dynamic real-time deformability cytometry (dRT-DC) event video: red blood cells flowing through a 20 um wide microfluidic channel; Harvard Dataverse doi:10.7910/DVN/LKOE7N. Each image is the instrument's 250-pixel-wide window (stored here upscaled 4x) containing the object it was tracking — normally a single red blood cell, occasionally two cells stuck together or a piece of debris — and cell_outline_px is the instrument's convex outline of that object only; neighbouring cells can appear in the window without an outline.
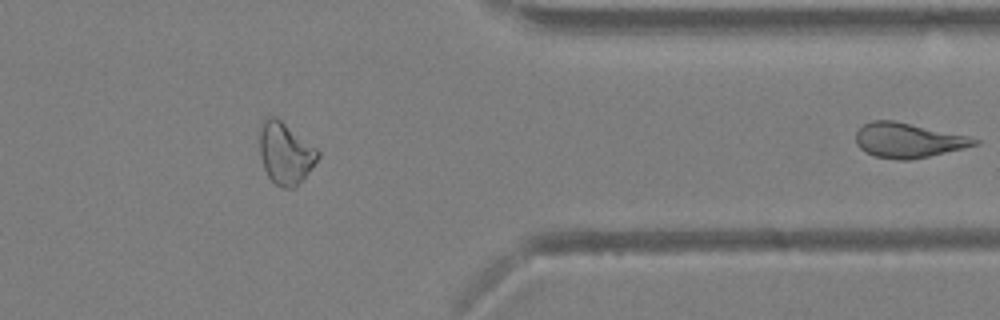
{"species": "Egyptian fruit bat (a non-hibernating species)", "species_latin": "Rousettus aegyptiacus", "temperature_condition": "warm", "stored_images_in_passage": 25, "segment_of_instrument_passage": [2, 2], "camera_frame_rate_fps": 3000, "um_per_image_px": 0.085, "animal": {"sex": "female"}, "frame": {"image": 1, "passage_image": 25, "time_ms": 8.0, "image_size_px": [1000, 320], "cell_outline_px": [[980, 140], [976, 144], [964, 148], [928, 156], [908, 160], [896, 160], [876, 156], [864, 152], [856, 144], [856, 132], [864, 124], [872, 120], [892, 120], [968, 136]], "centroid_in_image_um": [77.14, 11.93], "position_along_channel_um": 334.3, "area_um2": 23.7}}